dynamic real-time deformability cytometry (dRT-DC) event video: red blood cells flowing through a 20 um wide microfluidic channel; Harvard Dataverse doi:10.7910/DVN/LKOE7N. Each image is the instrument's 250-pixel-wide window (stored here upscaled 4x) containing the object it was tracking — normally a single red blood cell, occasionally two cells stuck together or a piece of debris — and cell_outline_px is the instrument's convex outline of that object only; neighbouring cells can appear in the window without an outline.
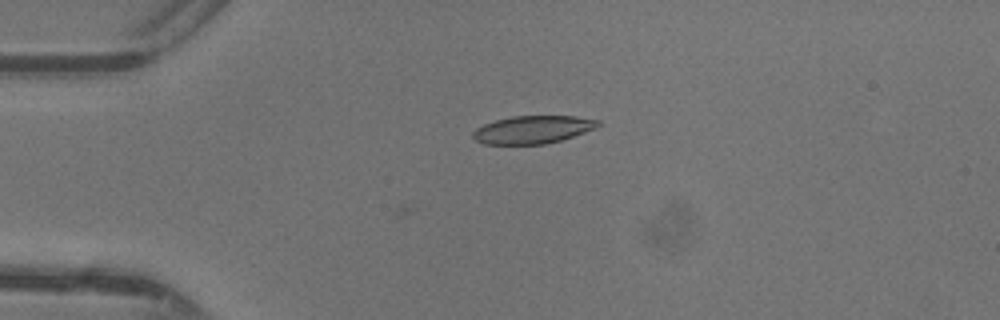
{"species": "common noctule bat (a hibernating species)", "species_latin": "Nyctalus noctula", "temperature_condition": "warm", "stored_images_in_passage": 5, "camera_frame_rate_fps": 3000, "um_per_image_px": 0.085, "animal": {"sex": "female"}, "frame": {"image": 1, "passage_image": 1, "time_ms": 0.0, "image_size_px": [1000, 320], "cell_outline_px": [[600, 124], [596, 128], [560, 140], [544, 144], [484, 144], [476, 140], [472, 136], [472, 132], [476, 128], [484, 124], [496, 120], [512, 116], [576, 116], [600, 120]], "centroid_in_image_um": [45.28, 11.01], "position_along_channel_um": 39.7, "area_um2": 20.17}}